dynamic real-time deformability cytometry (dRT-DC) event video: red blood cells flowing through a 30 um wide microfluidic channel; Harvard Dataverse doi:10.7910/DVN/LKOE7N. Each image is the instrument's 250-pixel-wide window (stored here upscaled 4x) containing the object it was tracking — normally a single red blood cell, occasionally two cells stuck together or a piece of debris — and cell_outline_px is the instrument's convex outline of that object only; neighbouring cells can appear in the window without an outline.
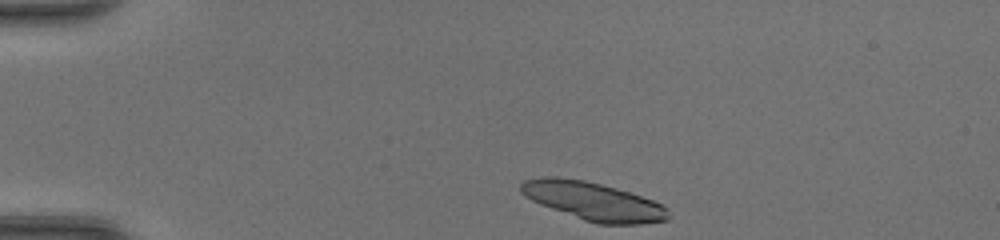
{"species": "common noctule bat (a hibernating species)", "species_latin": "Nyctalus noctula", "temperature_condition": "room temperature", "stored_images_in_passage": 38, "segment_of_instrument_passage": [1, 2], "camera_frame_rate_fps": 3000, "um_per_image_px": 0.085, "animal": {"sex": "female", "body_mass_g": 20.0, "forearm_length_mm": 54.0}, "frame": {"image": 1, "passage_image": 1, "time_ms": 0.0, "image_size_px": [1000, 240], "cell_outline_px": [[672, 216], [668, 220], [640, 224], [596, 224], [584, 220], [540, 204], [524, 196], [520, 192], [520, 184], [524, 180], [544, 176], [556, 176], [584, 180], [616, 188], [652, 200], [668, 208]], "centroid_in_image_um": [50.43, 17.1], "position_along_channel_um": 34.6, "area_um2": 32.83}}